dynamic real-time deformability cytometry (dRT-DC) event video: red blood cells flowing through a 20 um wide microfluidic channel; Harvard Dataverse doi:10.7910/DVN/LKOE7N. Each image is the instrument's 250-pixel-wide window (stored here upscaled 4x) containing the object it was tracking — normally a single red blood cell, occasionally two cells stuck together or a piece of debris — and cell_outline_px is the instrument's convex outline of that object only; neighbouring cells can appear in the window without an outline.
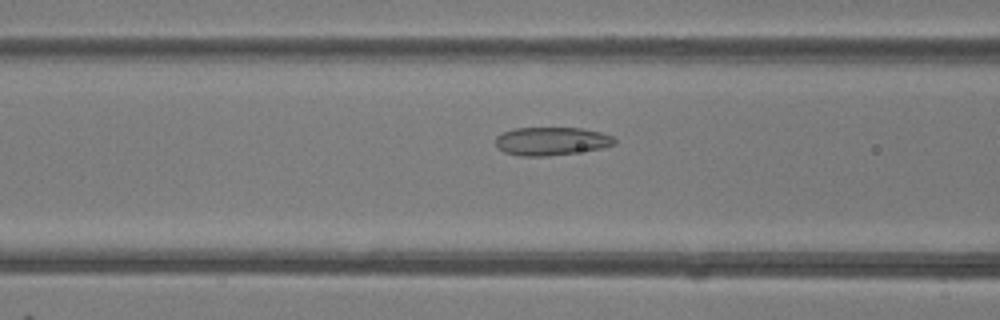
{"species": "common noctule bat (a hibernating species)", "species_latin": "Nyctalus noctula", "temperature_condition": "room temperature", "stored_images_in_passage": 13, "camera_frame_rate_fps": 3000, "um_per_image_px": 0.085, "animal": {"sex": "female"}, "frame": {"image": 1, "passage_image": 11, "time_ms": 3.333, "image_size_px": [1000, 320], "cell_outline_px": [[616, 144], [600, 148], [576, 152], [548, 156], [520, 156], [504, 152], [496, 144], [496, 136], [512, 128], [580, 128], [600, 132], [612, 136], [616, 140]], "centroid_in_image_um": [46.86, 12.0], "position_along_channel_um": 119.7, "area_um2": 19.42}}